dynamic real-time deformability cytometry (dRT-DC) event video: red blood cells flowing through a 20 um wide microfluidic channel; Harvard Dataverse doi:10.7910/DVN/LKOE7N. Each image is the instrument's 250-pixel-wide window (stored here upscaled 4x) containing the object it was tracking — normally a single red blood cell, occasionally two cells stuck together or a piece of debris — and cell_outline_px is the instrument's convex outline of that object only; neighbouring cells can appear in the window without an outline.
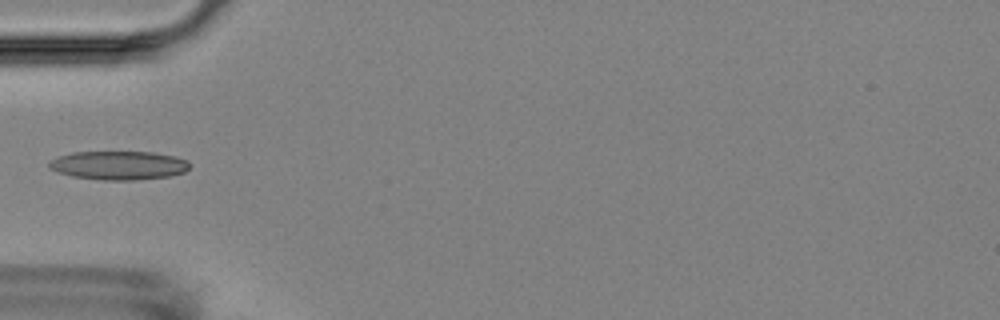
{"species": "Egyptian fruit bat (a non-hibernating species)", "species_latin": "Rousettus aegyptiacus", "temperature_condition": "room temperature", "stored_images_in_passage": 6, "camera_frame_rate_fps": 3000, "um_per_image_px": 0.085, "animal": {"sex": "female"}, "frame": {"image": 1, "passage_image": 5, "time_ms": 4.667, "image_size_px": [1000, 320], "cell_outline_px": [[188, 168], [184, 172], [168, 176], [132, 180], [104, 180], [72, 176], [48, 168], [48, 164], [52, 160], [60, 156], [72, 152], [152, 152], [172, 156], [188, 160]], "centroid_in_image_um": [10.08, 14.05], "position_along_channel_um": 74.9, "area_um2": 23.18}}